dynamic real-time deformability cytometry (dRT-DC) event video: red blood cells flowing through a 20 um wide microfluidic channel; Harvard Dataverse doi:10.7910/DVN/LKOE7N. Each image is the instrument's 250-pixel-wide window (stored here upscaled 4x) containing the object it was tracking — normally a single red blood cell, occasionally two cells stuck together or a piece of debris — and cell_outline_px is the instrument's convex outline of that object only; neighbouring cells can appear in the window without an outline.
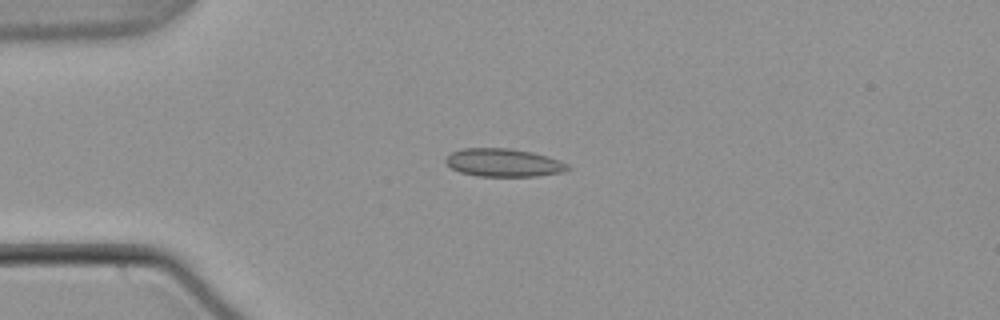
{"species": "common noctule bat (a hibernating species)", "species_latin": "Nyctalus noctula", "temperature_condition": "warm", "stored_images_in_passage": 42, "camera_frame_rate_fps": 3000, "um_per_image_px": 0.085, "animal": {"sex": "male", "body_mass_g": 21.5, "forearm_length_mm": 52.0}, "frame": {"image": 1, "passage_image": 1, "time_ms": 0.0, "image_size_px": [1000, 320], "cell_outline_px": [[572, 168], [564, 172], [536, 176], [480, 176], [460, 172], [452, 168], [444, 160], [452, 152], [464, 148], [512, 148], [532, 152], [548, 156], [560, 160], [568, 164]], "centroid_in_image_um": [42.85, 13.82], "position_along_channel_um": 42.1, "area_um2": 20.0}}
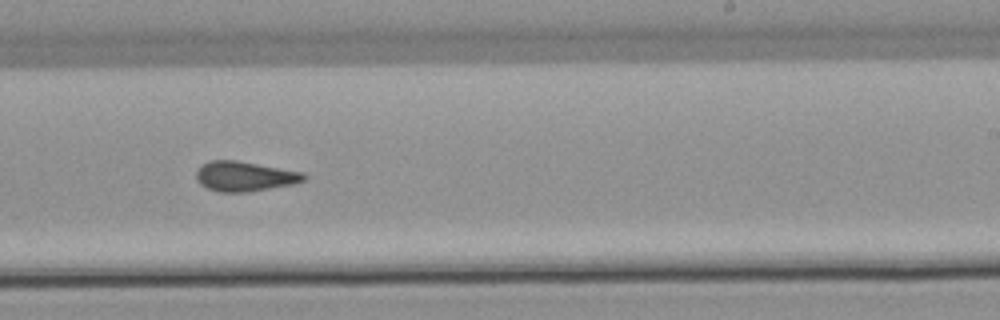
{"frame": {"image": 2, "passage_image": 21, "time_ms": 6.667, "image_size_px": [1000, 320], "cell_outline_px": [[308, 176], [304, 180], [292, 184], [248, 192], [220, 192], [208, 188], [200, 184], [196, 180], [196, 168], [200, 164], [208, 160], [236, 160], [304, 172]], "centroid_in_image_um": [20.75, 14.97], "position_along_channel_um": 268.2, "area_um2": 18.9}}
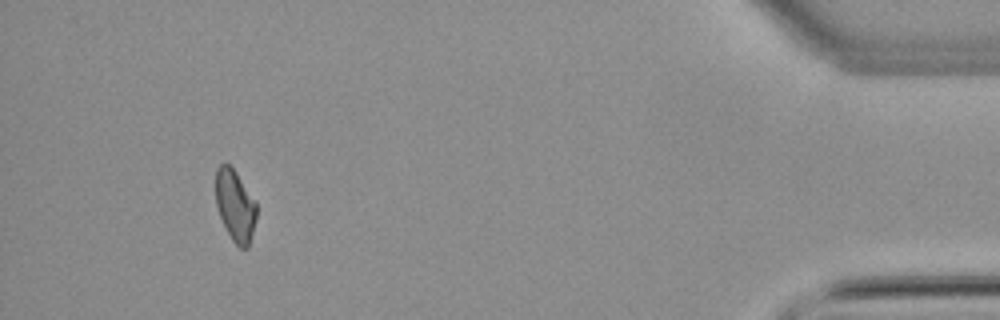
{"frame": {"image": 3, "passage_image": 38, "time_ms": 12.333, "image_size_px": [1000, 320], "cell_outline_px": [[256, 220], [248, 248], [240, 248], [232, 240], [220, 216], [216, 204], [216, 168], [220, 164], [228, 164], [236, 172], [256, 204]], "centroid_in_image_um": [19.98, 17.49], "position_along_channel_um": 415.2, "area_um2": 16.65}, "authors_computed_cell_mechanics": {"area_um2": 18.2937, "velocity_mm_per_s": 3.7793, "shape_relaxation_time_tau1_ms": null, "shape_relaxation_time_tau2_ms": 1.4183, "deformation_change_tau1": null, "deformation_change_tau2": 0.0847}}